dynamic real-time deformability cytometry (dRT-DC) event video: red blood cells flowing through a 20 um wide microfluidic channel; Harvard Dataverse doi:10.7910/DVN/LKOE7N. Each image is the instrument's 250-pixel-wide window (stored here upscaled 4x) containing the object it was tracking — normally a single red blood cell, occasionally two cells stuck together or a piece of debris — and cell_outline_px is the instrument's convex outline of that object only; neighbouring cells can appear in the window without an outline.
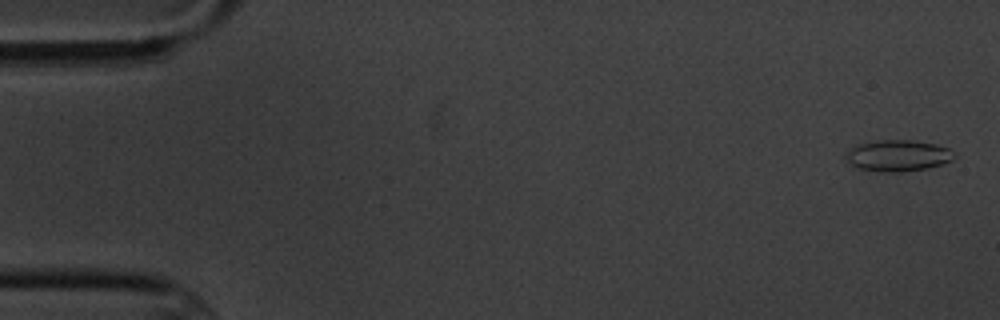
{"species": "common noctule bat (a hibernating species)", "species_latin": "Nyctalus noctula", "temperature_condition": "cold", "stored_images_in_passage": 11, "camera_frame_rate_fps": 3000, "um_per_image_px": 0.085, "animal": {"sex": "male", "body_mass_g": 20.1, "forearm_length_mm": 53.5}, "frame": {"image": 1, "passage_image": 1, "time_ms": 0.0, "image_size_px": [1000, 320], "cell_outline_px": [[956, 156], [952, 160], [928, 168], [896, 172], [888, 172], [860, 168], [852, 164], [844, 156], [852, 148], [860, 144], [880, 140], [912, 140], [936, 144], [948, 148]], "centroid_in_image_um": [76.36, 13.22], "position_along_channel_um": 8.6, "area_um2": 19.31}}
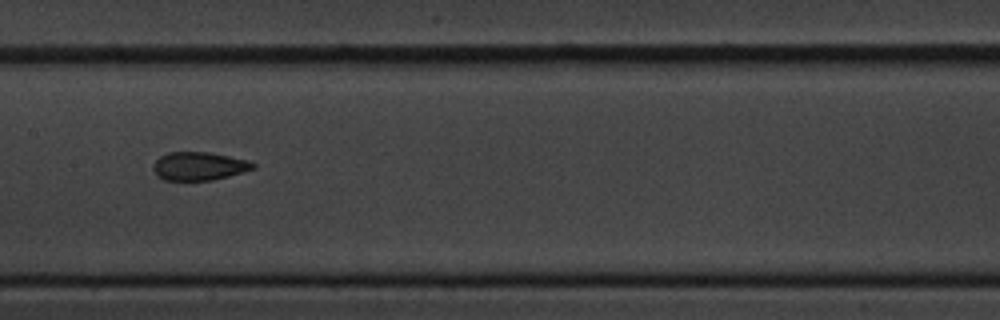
{"frame": {"image": 2, "passage_image": 8, "time_ms": 9.0, "image_size_px": [1000, 320], "cell_outline_px": [[256, 168], [228, 176], [212, 180], [164, 180], [156, 176], [152, 168], [152, 164], [160, 156], [168, 152], [208, 152], [248, 160], [256, 164]], "centroid_in_image_um": [16.88, 14.12], "position_along_channel_um": 190.5, "area_um2": 16.53}}
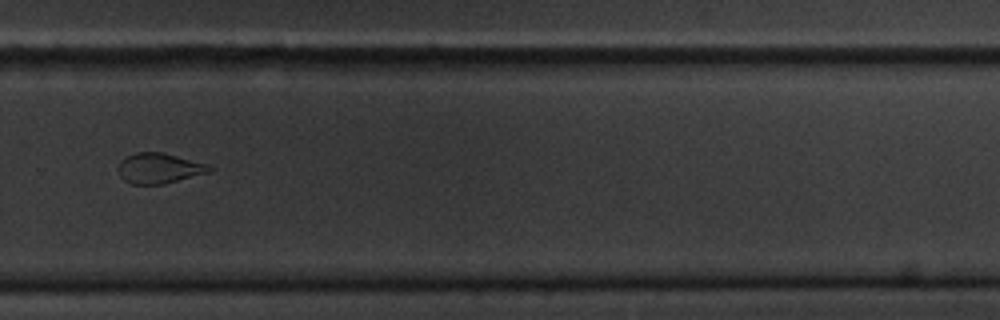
{"frame": {"image": 3, "passage_image": 11, "time_ms": 12.667, "image_size_px": [1000, 320], "cell_outline_px": [[216, 168], [212, 172], [164, 184], [132, 184], [124, 180], [120, 176], [120, 160], [124, 156], [136, 152], [164, 152], [208, 164]], "centroid_in_image_um": [13.59, 14.29], "position_along_channel_um": 316.2, "area_um2": 16.36}}